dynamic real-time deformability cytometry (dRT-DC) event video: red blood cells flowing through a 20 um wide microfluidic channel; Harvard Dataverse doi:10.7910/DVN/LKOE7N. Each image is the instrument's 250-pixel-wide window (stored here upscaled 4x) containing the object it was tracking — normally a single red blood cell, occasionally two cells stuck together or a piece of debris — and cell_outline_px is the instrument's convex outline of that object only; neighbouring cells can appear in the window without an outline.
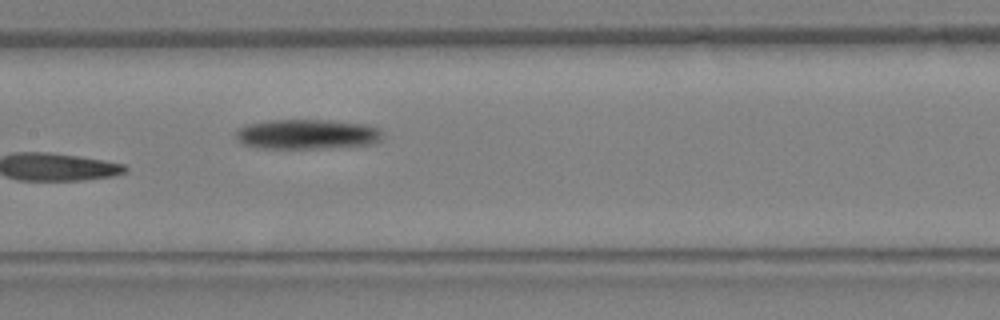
{"species": "Egyptian fruit bat (a non-hibernating species)", "species_latin": "Rousettus aegyptiacus", "temperature_condition": "warm", "stored_images_in_passage": 14, "camera_frame_rate_fps": 3000, "um_per_image_px": 0.085, "animal": {"sex": "female"}, "frame": {"image": 1, "passage_image": 14, "time_ms": 4.333, "image_size_px": [1000, 320], "cell_outline_px": [[384, 132], [380, 140], [368, 144], [324, 148], [256, 148], [244, 144], [236, 140], [236, 128], [244, 124], [272, 120], [332, 120], [368, 124], [380, 128]], "centroid_in_image_um": [26.08, 11.39], "position_along_channel_um": 181.3, "area_um2": 25.84}}